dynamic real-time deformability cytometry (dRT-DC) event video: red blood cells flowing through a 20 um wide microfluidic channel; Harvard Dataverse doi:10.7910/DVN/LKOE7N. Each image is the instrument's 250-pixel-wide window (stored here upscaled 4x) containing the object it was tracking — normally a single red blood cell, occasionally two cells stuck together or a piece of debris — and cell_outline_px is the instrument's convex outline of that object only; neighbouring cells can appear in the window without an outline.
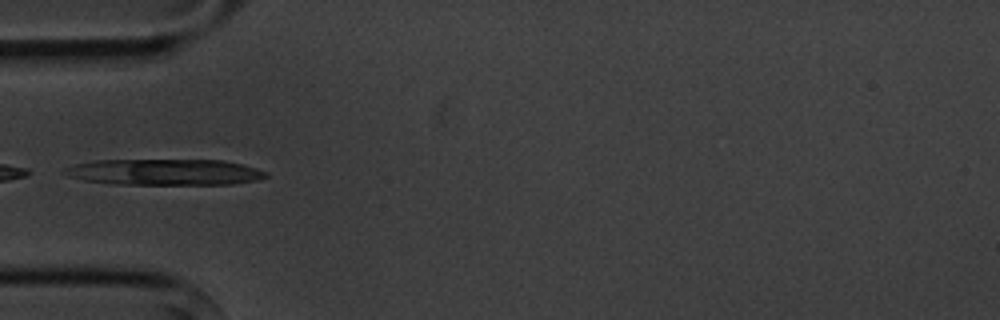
{"species": "common noctule bat (a hibernating species)", "species_latin": "Nyctalus noctula", "temperature_condition": "cold", "stored_images_in_passage": 5, "camera_frame_rate_fps": 3000, "um_per_image_px": 0.085, "animal": {"sex": "male", "body_mass_g": 20.1, "forearm_length_mm": 53.5}, "frame": {"image": 1, "passage_image": 5, "time_ms": 4.667, "image_size_px": [1000, 320], "cell_outline_px": [[268, 176], [256, 180], [232, 184], [112, 184], [84, 180], [68, 176], [60, 172], [64, 168], [76, 164], [96, 160], [224, 160], [256, 168], [268, 172]], "centroid_in_image_um": [13.97, 14.62], "position_along_channel_um": 71.0, "area_um2": 30.63}}